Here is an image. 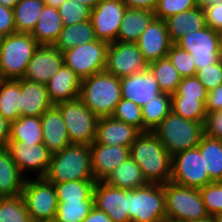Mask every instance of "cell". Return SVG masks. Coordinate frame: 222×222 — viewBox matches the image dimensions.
Here are the masks:
<instances>
[{
    "instance_id": "cell-1",
    "label": "cell",
    "mask_w": 222,
    "mask_h": 222,
    "mask_svg": "<svg viewBox=\"0 0 222 222\" xmlns=\"http://www.w3.org/2000/svg\"><path fill=\"white\" fill-rule=\"evenodd\" d=\"M129 154L148 183L171 181L172 156L153 132L141 133L129 147Z\"/></svg>"
},
{
    "instance_id": "cell-2",
    "label": "cell",
    "mask_w": 222,
    "mask_h": 222,
    "mask_svg": "<svg viewBox=\"0 0 222 222\" xmlns=\"http://www.w3.org/2000/svg\"><path fill=\"white\" fill-rule=\"evenodd\" d=\"M78 98L99 118L112 116L122 98L120 78L106 70L84 78Z\"/></svg>"
},
{
    "instance_id": "cell-3",
    "label": "cell",
    "mask_w": 222,
    "mask_h": 222,
    "mask_svg": "<svg viewBox=\"0 0 222 222\" xmlns=\"http://www.w3.org/2000/svg\"><path fill=\"white\" fill-rule=\"evenodd\" d=\"M44 178L50 183L76 180H94L90 145L72 144L51 154Z\"/></svg>"
},
{
    "instance_id": "cell-4",
    "label": "cell",
    "mask_w": 222,
    "mask_h": 222,
    "mask_svg": "<svg viewBox=\"0 0 222 222\" xmlns=\"http://www.w3.org/2000/svg\"><path fill=\"white\" fill-rule=\"evenodd\" d=\"M153 133L173 156L199 145L204 136V123L184 119L171 111Z\"/></svg>"
},
{
    "instance_id": "cell-5",
    "label": "cell",
    "mask_w": 222,
    "mask_h": 222,
    "mask_svg": "<svg viewBox=\"0 0 222 222\" xmlns=\"http://www.w3.org/2000/svg\"><path fill=\"white\" fill-rule=\"evenodd\" d=\"M38 46L37 41L29 33L4 36L0 48V79L23 78Z\"/></svg>"
},
{
    "instance_id": "cell-6",
    "label": "cell",
    "mask_w": 222,
    "mask_h": 222,
    "mask_svg": "<svg viewBox=\"0 0 222 222\" xmlns=\"http://www.w3.org/2000/svg\"><path fill=\"white\" fill-rule=\"evenodd\" d=\"M166 218L181 222L205 219L210 216L199 189L176 184H164Z\"/></svg>"
},
{
    "instance_id": "cell-7",
    "label": "cell",
    "mask_w": 222,
    "mask_h": 222,
    "mask_svg": "<svg viewBox=\"0 0 222 222\" xmlns=\"http://www.w3.org/2000/svg\"><path fill=\"white\" fill-rule=\"evenodd\" d=\"M130 222H162L166 218L164 184L148 183L127 190Z\"/></svg>"
},
{
    "instance_id": "cell-8",
    "label": "cell",
    "mask_w": 222,
    "mask_h": 222,
    "mask_svg": "<svg viewBox=\"0 0 222 222\" xmlns=\"http://www.w3.org/2000/svg\"><path fill=\"white\" fill-rule=\"evenodd\" d=\"M56 106L65 121L71 144L91 145L95 141L99 117L79 98Z\"/></svg>"
},
{
    "instance_id": "cell-9",
    "label": "cell",
    "mask_w": 222,
    "mask_h": 222,
    "mask_svg": "<svg viewBox=\"0 0 222 222\" xmlns=\"http://www.w3.org/2000/svg\"><path fill=\"white\" fill-rule=\"evenodd\" d=\"M21 196L33 221L55 219L58 199L53 183L44 177L26 178Z\"/></svg>"
},
{
    "instance_id": "cell-10",
    "label": "cell",
    "mask_w": 222,
    "mask_h": 222,
    "mask_svg": "<svg viewBox=\"0 0 222 222\" xmlns=\"http://www.w3.org/2000/svg\"><path fill=\"white\" fill-rule=\"evenodd\" d=\"M109 43L95 41L77 45L63 52L64 64L81 80L104 71L107 63Z\"/></svg>"
},
{
    "instance_id": "cell-11",
    "label": "cell",
    "mask_w": 222,
    "mask_h": 222,
    "mask_svg": "<svg viewBox=\"0 0 222 222\" xmlns=\"http://www.w3.org/2000/svg\"><path fill=\"white\" fill-rule=\"evenodd\" d=\"M175 44L192 55L196 70L210 66L222 57L219 33L207 25L186 34Z\"/></svg>"
},
{
    "instance_id": "cell-12",
    "label": "cell",
    "mask_w": 222,
    "mask_h": 222,
    "mask_svg": "<svg viewBox=\"0 0 222 222\" xmlns=\"http://www.w3.org/2000/svg\"><path fill=\"white\" fill-rule=\"evenodd\" d=\"M171 181L190 188L201 189L213 182L205 170L204 157L198 147L178 152L172 156Z\"/></svg>"
},
{
    "instance_id": "cell-13",
    "label": "cell",
    "mask_w": 222,
    "mask_h": 222,
    "mask_svg": "<svg viewBox=\"0 0 222 222\" xmlns=\"http://www.w3.org/2000/svg\"><path fill=\"white\" fill-rule=\"evenodd\" d=\"M148 63L136 43L115 41L109 44L105 70L121 78L144 72Z\"/></svg>"
},
{
    "instance_id": "cell-14",
    "label": "cell",
    "mask_w": 222,
    "mask_h": 222,
    "mask_svg": "<svg viewBox=\"0 0 222 222\" xmlns=\"http://www.w3.org/2000/svg\"><path fill=\"white\" fill-rule=\"evenodd\" d=\"M126 9L121 0H100L90 16L96 39L115 42Z\"/></svg>"
},
{
    "instance_id": "cell-15",
    "label": "cell",
    "mask_w": 222,
    "mask_h": 222,
    "mask_svg": "<svg viewBox=\"0 0 222 222\" xmlns=\"http://www.w3.org/2000/svg\"><path fill=\"white\" fill-rule=\"evenodd\" d=\"M8 149L12 160L20 172L34 171L37 177H44L51 160V152L42 144L25 143L23 141H8Z\"/></svg>"
},
{
    "instance_id": "cell-16",
    "label": "cell",
    "mask_w": 222,
    "mask_h": 222,
    "mask_svg": "<svg viewBox=\"0 0 222 222\" xmlns=\"http://www.w3.org/2000/svg\"><path fill=\"white\" fill-rule=\"evenodd\" d=\"M94 207L105 212L112 222H130L127 190L96 181L93 189Z\"/></svg>"
},
{
    "instance_id": "cell-17",
    "label": "cell",
    "mask_w": 222,
    "mask_h": 222,
    "mask_svg": "<svg viewBox=\"0 0 222 222\" xmlns=\"http://www.w3.org/2000/svg\"><path fill=\"white\" fill-rule=\"evenodd\" d=\"M64 64L63 53L54 45H39L23 76L24 79L46 85Z\"/></svg>"
},
{
    "instance_id": "cell-18",
    "label": "cell",
    "mask_w": 222,
    "mask_h": 222,
    "mask_svg": "<svg viewBox=\"0 0 222 222\" xmlns=\"http://www.w3.org/2000/svg\"><path fill=\"white\" fill-rule=\"evenodd\" d=\"M135 43L148 64L167 57L173 44L165 21L159 18H154L151 21Z\"/></svg>"
},
{
    "instance_id": "cell-19",
    "label": "cell",
    "mask_w": 222,
    "mask_h": 222,
    "mask_svg": "<svg viewBox=\"0 0 222 222\" xmlns=\"http://www.w3.org/2000/svg\"><path fill=\"white\" fill-rule=\"evenodd\" d=\"M120 85L122 98L130 100L140 107L162 93L158 82L149 69L121 77Z\"/></svg>"
},
{
    "instance_id": "cell-20",
    "label": "cell",
    "mask_w": 222,
    "mask_h": 222,
    "mask_svg": "<svg viewBox=\"0 0 222 222\" xmlns=\"http://www.w3.org/2000/svg\"><path fill=\"white\" fill-rule=\"evenodd\" d=\"M90 149L92 175L95 181H104L120 163L130 156L129 147L124 146L92 143Z\"/></svg>"
},
{
    "instance_id": "cell-21",
    "label": "cell",
    "mask_w": 222,
    "mask_h": 222,
    "mask_svg": "<svg viewBox=\"0 0 222 222\" xmlns=\"http://www.w3.org/2000/svg\"><path fill=\"white\" fill-rule=\"evenodd\" d=\"M141 132L112 116L98 119L96 137L93 143L130 147Z\"/></svg>"
},
{
    "instance_id": "cell-22",
    "label": "cell",
    "mask_w": 222,
    "mask_h": 222,
    "mask_svg": "<svg viewBox=\"0 0 222 222\" xmlns=\"http://www.w3.org/2000/svg\"><path fill=\"white\" fill-rule=\"evenodd\" d=\"M43 144L51 152L61 151L71 144L63 116L56 105L48 108L41 116Z\"/></svg>"
},
{
    "instance_id": "cell-23",
    "label": "cell",
    "mask_w": 222,
    "mask_h": 222,
    "mask_svg": "<svg viewBox=\"0 0 222 222\" xmlns=\"http://www.w3.org/2000/svg\"><path fill=\"white\" fill-rule=\"evenodd\" d=\"M81 79L65 64L46 84L53 105L78 99Z\"/></svg>"
},
{
    "instance_id": "cell-24",
    "label": "cell",
    "mask_w": 222,
    "mask_h": 222,
    "mask_svg": "<svg viewBox=\"0 0 222 222\" xmlns=\"http://www.w3.org/2000/svg\"><path fill=\"white\" fill-rule=\"evenodd\" d=\"M52 106L46 85L21 78V116H41Z\"/></svg>"
},
{
    "instance_id": "cell-25",
    "label": "cell",
    "mask_w": 222,
    "mask_h": 222,
    "mask_svg": "<svg viewBox=\"0 0 222 222\" xmlns=\"http://www.w3.org/2000/svg\"><path fill=\"white\" fill-rule=\"evenodd\" d=\"M173 44L186 34L206 26L205 11L199 7L172 15L164 20Z\"/></svg>"
},
{
    "instance_id": "cell-26",
    "label": "cell",
    "mask_w": 222,
    "mask_h": 222,
    "mask_svg": "<svg viewBox=\"0 0 222 222\" xmlns=\"http://www.w3.org/2000/svg\"><path fill=\"white\" fill-rule=\"evenodd\" d=\"M25 177L14 163L8 149H0V198L21 195Z\"/></svg>"
},
{
    "instance_id": "cell-27",
    "label": "cell",
    "mask_w": 222,
    "mask_h": 222,
    "mask_svg": "<svg viewBox=\"0 0 222 222\" xmlns=\"http://www.w3.org/2000/svg\"><path fill=\"white\" fill-rule=\"evenodd\" d=\"M63 28L58 9L45 4L31 36L39 45H54Z\"/></svg>"
},
{
    "instance_id": "cell-28",
    "label": "cell",
    "mask_w": 222,
    "mask_h": 222,
    "mask_svg": "<svg viewBox=\"0 0 222 222\" xmlns=\"http://www.w3.org/2000/svg\"><path fill=\"white\" fill-rule=\"evenodd\" d=\"M154 18L150 10L127 8L116 41L135 43Z\"/></svg>"
},
{
    "instance_id": "cell-29",
    "label": "cell",
    "mask_w": 222,
    "mask_h": 222,
    "mask_svg": "<svg viewBox=\"0 0 222 222\" xmlns=\"http://www.w3.org/2000/svg\"><path fill=\"white\" fill-rule=\"evenodd\" d=\"M108 185L133 190L148 184L139 165L129 156L120 163L104 180Z\"/></svg>"
},
{
    "instance_id": "cell-30",
    "label": "cell",
    "mask_w": 222,
    "mask_h": 222,
    "mask_svg": "<svg viewBox=\"0 0 222 222\" xmlns=\"http://www.w3.org/2000/svg\"><path fill=\"white\" fill-rule=\"evenodd\" d=\"M0 114L9 122L21 117V78L0 79Z\"/></svg>"
},
{
    "instance_id": "cell-31",
    "label": "cell",
    "mask_w": 222,
    "mask_h": 222,
    "mask_svg": "<svg viewBox=\"0 0 222 222\" xmlns=\"http://www.w3.org/2000/svg\"><path fill=\"white\" fill-rule=\"evenodd\" d=\"M95 40L96 36L91 20H86L72 25H64L54 46L63 53L77 45H82Z\"/></svg>"
},
{
    "instance_id": "cell-32",
    "label": "cell",
    "mask_w": 222,
    "mask_h": 222,
    "mask_svg": "<svg viewBox=\"0 0 222 222\" xmlns=\"http://www.w3.org/2000/svg\"><path fill=\"white\" fill-rule=\"evenodd\" d=\"M44 6L43 0H20L13 8L16 33L31 34Z\"/></svg>"
},
{
    "instance_id": "cell-33",
    "label": "cell",
    "mask_w": 222,
    "mask_h": 222,
    "mask_svg": "<svg viewBox=\"0 0 222 222\" xmlns=\"http://www.w3.org/2000/svg\"><path fill=\"white\" fill-rule=\"evenodd\" d=\"M9 141L42 144L43 134L40 116H21L11 122Z\"/></svg>"
},
{
    "instance_id": "cell-34",
    "label": "cell",
    "mask_w": 222,
    "mask_h": 222,
    "mask_svg": "<svg viewBox=\"0 0 222 222\" xmlns=\"http://www.w3.org/2000/svg\"><path fill=\"white\" fill-rule=\"evenodd\" d=\"M201 156L204 157L205 170L213 181H222V140L203 136L199 145Z\"/></svg>"
},
{
    "instance_id": "cell-35",
    "label": "cell",
    "mask_w": 222,
    "mask_h": 222,
    "mask_svg": "<svg viewBox=\"0 0 222 222\" xmlns=\"http://www.w3.org/2000/svg\"><path fill=\"white\" fill-rule=\"evenodd\" d=\"M144 132H153L172 111L171 95L161 93L141 107Z\"/></svg>"
},
{
    "instance_id": "cell-36",
    "label": "cell",
    "mask_w": 222,
    "mask_h": 222,
    "mask_svg": "<svg viewBox=\"0 0 222 222\" xmlns=\"http://www.w3.org/2000/svg\"><path fill=\"white\" fill-rule=\"evenodd\" d=\"M148 69L154 75L162 93L172 95L177 91L182 77L168 57L161 58L148 64Z\"/></svg>"
},
{
    "instance_id": "cell-37",
    "label": "cell",
    "mask_w": 222,
    "mask_h": 222,
    "mask_svg": "<svg viewBox=\"0 0 222 222\" xmlns=\"http://www.w3.org/2000/svg\"><path fill=\"white\" fill-rule=\"evenodd\" d=\"M95 180H76L53 183L58 201L94 200L93 189Z\"/></svg>"
},
{
    "instance_id": "cell-38",
    "label": "cell",
    "mask_w": 222,
    "mask_h": 222,
    "mask_svg": "<svg viewBox=\"0 0 222 222\" xmlns=\"http://www.w3.org/2000/svg\"><path fill=\"white\" fill-rule=\"evenodd\" d=\"M206 100L171 96L172 112L184 119L204 123L207 114L205 110Z\"/></svg>"
},
{
    "instance_id": "cell-39",
    "label": "cell",
    "mask_w": 222,
    "mask_h": 222,
    "mask_svg": "<svg viewBox=\"0 0 222 222\" xmlns=\"http://www.w3.org/2000/svg\"><path fill=\"white\" fill-rule=\"evenodd\" d=\"M94 208V200L58 201L56 222H82Z\"/></svg>"
},
{
    "instance_id": "cell-40",
    "label": "cell",
    "mask_w": 222,
    "mask_h": 222,
    "mask_svg": "<svg viewBox=\"0 0 222 222\" xmlns=\"http://www.w3.org/2000/svg\"><path fill=\"white\" fill-rule=\"evenodd\" d=\"M0 222H33L21 195L0 198Z\"/></svg>"
},
{
    "instance_id": "cell-41",
    "label": "cell",
    "mask_w": 222,
    "mask_h": 222,
    "mask_svg": "<svg viewBox=\"0 0 222 222\" xmlns=\"http://www.w3.org/2000/svg\"><path fill=\"white\" fill-rule=\"evenodd\" d=\"M112 117L121 122L127 123L137 128L141 133H144L141 107L136 103L121 98V101L116 105Z\"/></svg>"
},
{
    "instance_id": "cell-42",
    "label": "cell",
    "mask_w": 222,
    "mask_h": 222,
    "mask_svg": "<svg viewBox=\"0 0 222 222\" xmlns=\"http://www.w3.org/2000/svg\"><path fill=\"white\" fill-rule=\"evenodd\" d=\"M64 25L90 20L91 9L74 0H66L57 8Z\"/></svg>"
},
{
    "instance_id": "cell-43",
    "label": "cell",
    "mask_w": 222,
    "mask_h": 222,
    "mask_svg": "<svg viewBox=\"0 0 222 222\" xmlns=\"http://www.w3.org/2000/svg\"><path fill=\"white\" fill-rule=\"evenodd\" d=\"M167 57L173 66L178 70L181 77H190L196 75V67L192 55L176 44H172Z\"/></svg>"
},
{
    "instance_id": "cell-44",
    "label": "cell",
    "mask_w": 222,
    "mask_h": 222,
    "mask_svg": "<svg viewBox=\"0 0 222 222\" xmlns=\"http://www.w3.org/2000/svg\"><path fill=\"white\" fill-rule=\"evenodd\" d=\"M199 191L210 216L222 213V181L211 182Z\"/></svg>"
},
{
    "instance_id": "cell-45",
    "label": "cell",
    "mask_w": 222,
    "mask_h": 222,
    "mask_svg": "<svg viewBox=\"0 0 222 222\" xmlns=\"http://www.w3.org/2000/svg\"><path fill=\"white\" fill-rule=\"evenodd\" d=\"M196 7L195 0H157L154 10L155 18L165 20Z\"/></svg>"
},
{
    "instance_id": "cell-46",
    "label": "cell",
    "mask_w": 222,
    "mask_h": 222,
    "mask_svg": "<svg viewBox=\"0 0 222 222\" xmlns=\"http://www.w3.org/2000/svg\"><path fill=\"white\" fill-rule=\"evenodd\" d=\"M207 90L196 76L182 77L177 91L171 96H184V98L207 99Z\"/></svg>"
},
{
    "instance_id": "cell-47",
    "label": "cell",
    "mask_w": 222,
    "mask_h": 222,
    "mask_svg": "<svg viewBox=\"0 0 222 222\" xmlns=\"http://www.w3.org/2000/svg\"><path fill=\"white\" fill-rule=\"evenodd\" d=\"M195 76L205 86L207 92L222 85V57L216 63L198 69Z\"/></svg>"
},
{
    "instance_id": "cell-48",
    "label": "cell",
    "mask_w": 222,
    "mask_h": 222,
    "mask_svg": "<svg viewBox=\"0 0 222 222\" xmlns=\"http://www.w3.org/2000/svg\"><path fill=\"white\" fill-rule=\"evenodd\" d=\"M204 135L222 140V110L206 114L204 121Z\"/></svg>"
},
{
    "instance_id": "cell-49",
    "label": "cell",
    "mask_w": 222,
    "mask_h": 222,
    "mask_svg": "<svg viewBox=\"0 0 222 222\" xmlns=\"http://www.w3.org/2000/svg\"><path fill=\"white\" fill-rule=\"evenodd\" d=\"M206 25L215 31L222 29V2L204 9Z\"/></svg>"
},
{
    "instance_id": "cell-50",
    "label": "cell",
    "mask_w": 222,
    "mask_h": 222,
    "mask_svg": "<svg viewBox=\"0 0 222 222\" xmlns=\"http://www.w3.org/2000/svg\"><path fill=\"white\" fill-rule=\"evenodd\" d=\"M0 33L3 36L16 33L13 9L0 5Z\"/></svg>"
},
{
    "instance_id": "cell-51",
    "label": "cell",
    "mask_w": 222,
    "mask_h": 222,
    "mask_svg": "<svg viewBox=\"0 0 222 222\" xmlns=\"http://www.w3.org/2000/svg\"><path fill=\"white\" fill-rule=\"evenodd\" d=\"M205 110L206 113L222 110V85L217 86L207 93Z\"/></svg>"
},
{
    "instance_id": "cell-52",
    "label": "cell",
    "mask_w": 222,
    "mask_h": 222,
    "mask_svg": "<svg viewBox=\"0 0 222 222\" xmlns=\"http://www.w3.org/2000/svg\"><path fill=\"white\" fill-rule=\"evenodd\" d=\"M127 8L146 9L154 12L157 0H121Z\"/></svg>"
},
{
    "instance_id": "cell-53",
    "label": "cell",
    "mask_w": 222,
    "mask_h": 222,
    "mask_svg": "<svg viewBox=\"0 0 222 222\" xmlns=\"http://www.w3.org/2000/svg\"><path fill=\"white\" fill-rule=\"evenodd\" d=\"M10 124L11 122L0 114V149L7 146L10 135Z\"/></svg>"
},
{
    "instance_id": "cell-54",
    "label": "cell",
    "mask_w": 222,
    "mask_h": 222,
    "mask_svg": "<svg viewBox=\"0 0 222 222\" xmlns=\"http://www.w3.org/2000/svg\"><path fill=\"white\" fill-rule=\"evenodd\" d=\"M82 222H112V220L105 212L94 207Z\"/></svg>"
},
{
    "instance_id": "cell-55",
    "label": "cell",
    "mask_w": 222,
    "mask_h": 222,
    "mask_svg": "<svg viewBox=\"0 0 222 222\" xmlns=\"http://www.w3.org/2000/svg\"><path fill=\"white\" fill-rule=\"evenodd\" d=\"M220 2H222V0H195L196 7H199L203 10Z\"/></svg>"
},
{
    "instance_id": "cell-56",
    "label": "cell",
    "mask_w": 222,
    "mask_h": 222,
    "mask_svg": "<svg viewBox=\"0 0 222 222\" xmlns=\"http://www.w3.org/2000/svg\"><path fill=\"white\" fill-rule=\"evenodd\" d=\"M74 1H78L79 3L87 6L88 8H90L91 10H93L95 8V6L99 3L100 0H74Z\"/></svg>"
},
{
    "instance_id": "cell-57",
    "label": "cell",
    "mask_w": 222,
    "mask_h": 222,
    "mask_svg": "<svg viewBox=\"0 0 222 222\" xmlns=\"http://www.w3.org/2000/svg\"><path fill=\"white\" fill-rule=\"evenodd\" d=\"M20 0H0V5L13 9Z\"/></svg>"
},
{
    "instance_id": "cell-58",
    "label": "cell",
    "mask_w": 222,
    "mask_h": 222,
    "mask_svg": "<svg viewBox=\"0 0 222 222\" xmlns=\"http://www.w3.org/2000/svg\"><path fill=\"white\" fill-rule=\"evenodd\" d=\"M66 0H44V3L46 5L52 6V7H60Z\"/></svg>"
},
{
    "instance_id": "cell-59",
    "label": "cell",
    "mask_w": 222,
    "mask_h": 222,
    "mask_svg": "<svg viewBox=\"0 0 222 222\" xmlns=\"http://www.w3.org/2000/svg\"><path fill=\"white\" fill-rule=\"evenodd\" d=\"M214 222H222V213L212 216Z\"/></svg>"
},
{
    "instance_id": "cell-60",
    "label": "cell",
    "mask_w": 222,
    "mask_h": 222,
    "mask_svg": "<svg viewBox=\"0 0 222 222\" xmlns=\"http://www.w3.org/2000/svg\"><path fill=\"white\" fill-rule=\"evenodd\" d=\"M190 222H214L212 216H208L205 219H201V220H194V221H190Z\"/></svg>"
},
{
    "instance_id": "cell-61",
    "label": "cell",
    "mask_w": 222,
    "mask_h": 222,
    "mask_svg": "<svg viewBox=\"0 0 222 222\" xmlns=\"http://www.w3.org/2000/svg\"><path fill=\"white\" fill-rule=\"evenodd\" d=\"M33 222H56V220L51 219V220H41V221H33Z\"/></svg>"
},
{
    "instance_id": "cell-62",
    "label": "cell",
    "mask_w": 222,
    "mask_h": 222,
    "mask_svg": "<svg viewBox=\"0 0 222 222\" xmlns=\"http://www.w3.org/2000/svg\"><path fill=\"white\" fill-rule=\"evenodd\" d=\"M162 222H181V221H175V220H170V219L165 218Z\"/></svg>"
},
{
    "instance_id": "cell-63",
    "label": "cell",
    "mask_w": 222,
    "mask_h": 222,
    "mask_svg": "<svg viewBox=\"0 0 222 222\" xmlns=\"http://www.w3.org/2000/svg\"><path fill=\"white\" fill-rule=\"evenodd\" d=\"M218 33H219L220 42H221V45H222V29H220V30L218 31Z\"/></svg>"
},
{
    "instance_id": "cell-64",
    "label": "cell",
    "mask_w": 222,
    "mask_h": 222,
    "mask_svg": "<svg viewBox=\"0 0 222 222\" xmlns=\"http://www.w3.org/2000/svg\"><path fill=\"white\" fill-rule=\"evenodd\" d=\"M3 38H4V36L0 33V48H1V45H2Z\"/></svg>"
}]
</instances>
